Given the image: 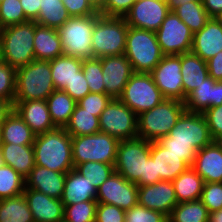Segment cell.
Wrapping results in <instances>:
<instances>
[{
	"label": "cell",
	"mask_w": 222,
	"mask_h": 222,
	"mask_svg": "<svg viewBox=\"0 0 222 222\" xmlns=\"http://www.w3.org/2000/svg\"><path fill=\"white\" fill-rule=\"evenodd\" d=\"M213 141L203 114L185 110L169 134L157 142L169 152L180 156L190 167L197 151Z\"/></svg>",
	"instance_id": "obj_1"
},
{
	"label": "cell",
	"mask_w": 222,
	"mask_h": 222,
	"mask_svg": "<svg viewBox=\"0 0 222 222\" xmlns=\"http://www.w3.org/2000/svg\"><path fill=\"white\" fill-rule=\"evenodd\" d=\"M35 165L67 173L74 169L72 137L65 128H55L36 135L33 143Z\"/></svg>",
	"instance_id": "obj_2"
},
{
	"label": "cell",
	"mask_w": 222,
	"mask_h": 222,
	"mask_svg": "<svg viewBox=\"0 0 222 222\" xmlns=\"http://www.w3.org/2000/svg\"><path fill=\"white\" fill-rule=\"evenodd\" d=\"M35 21H26L0 29V58L18 69L35 60Z\"/></svg>",
	"instance_id": "obj_3"
},
{
	"label": "cell",
	"mask_w": 222,
	"mask_h": 222,
	"mask_svg": "<svg viewBox=\"0 0 222 222\" xmlns=\"http://www.w3.org/2000/svg\"><path fill=\"white\" fill-rule=\"evenodd\" d=\"M54 90L50 61L33 60L16 69V93L13 106L18 101L46 100Z\"/></svg>",
	"instance_id": "obj_4"
},
{
	"label": "cell",
	"mask_w": 222,
	"mask_h": 222,
	"mask_svg": "<svg viewBox=\"0 0 222 222\" xmlns=\"http://www.w3.org/2000/svg\"><path fill=\"white\" fill-rule=\"evenodd\" d=\"M124 55L134 72L150 73L164 57L155 32L128 27Z\"/></svg>",
	"instance_id": "obj_5"
},
{
	"label": "cell",
	"mask_w": 222,
	"mask_h": 222,
	"mask_svg": "<svg viewBox=\"0 0 222 222\" xmlns=\"http://www.w3.org/2000/svg\"><path fill=\"white\" fill-rule=\"evenodd\" d=\"M185 110L184 102L164 99L151 110L138 115V137L150 142L158 141L169 134Z\"/></svg>",
	"instance_id": "obj_6"
},
{
	"label": "cell",
	"mask_w": 222,
	"mask_h": 222,
	"mask_svg": "<svg viewBox=\"0 0 222 222\" xmlns=\"http://www.w3.org/2000/svg\"><path fill=\"white\" fill-rule=\"evenodd\" d=\"M100 15L98 12L91 16H73L57 29L63 55L81 59L93 58L92 33Z\"/></svg>",
	"instance_id": "obj_7"
},
{
	"label": "cell",
	"mask_w": 222,
	"mask_h": 222,
	"mask_svg": "<svg viewBox=\"0 0 222 222\" xmlns=\"http://www.w3.org/2000/svg\"><path fill=\"white\" fill-rule=\"evenodd\" d=\"M128 27L124 17L100 15L92 33L93 58L124 54Z\"/></svg>",
	"instance_id": "obj_8"
},
{
	"label": "cell",
	"mask_w": 222,
	"mask_h": 222,
	"mask_svg": "<svg viewBox=\"0 0 222 222\" xmlns=\"http://www.w3.org/2000/svg\"><path fill=\"white\" fill-rule=\"evenodd\" d=\"M119 140L106 133L72 137L74 168L87 161L115 165Z\"/></svg>",
	"instance_id": "obj_9"
},
{
	"label": "cell",
	"mask_w": 222,
	"mask_h": 222,
	"mask_svg": "<svg viewBox=\"0 0 222 222\" xmlns=\"http://www.w3.org/2000/svg\"><path fill=\"white\" fill-rule=\"evenodd\" d=\"M151 142L136 137L120 140L117 146L115 172L136 185L144 176L145 162L150 157Z\"/></svg>",
	"instance_id": "obj_10"
},
{
	"label": "cell",
	"mask_w": 222,
	"mask_h": 222,
	"mask_svg": "<svg viewBox=\"0 0 222 222\" xmlns=\"http://www.w3.org/2000/svg\"><path fill=\"white\" fill-rule=\"evenodd\" d=\"M119 99L138 116L151 110L165 98L150 73L134 72Z\"/></svg>",
	"instance_id": "obj_11"
},
{
	"label": "cell",
	"mask_w": 222,
	"mask_h": 222,
	"mask_svg": "<svg viewBox=\"0 0 222 222\" xmlns=\"http://www.w3.org/2000/svg\"><path fill=\"white\" fill-rule=\"evenodd\" d=\"M100 132L120 140L138 137V116L119 98H113L99 116Z\"/></svg>",
	"instance_id": "obj_12"
},
{
	"label": "cell",
	"mask_w": 222,
	"mask_h": 222,
	"mask_svg": "<svg viewBox=\"0 0 222 222\" xmlns=\"http://www.w3.org/2000/svg\"><path fill=\"white\" fill-rule=\"evenodd\" d=\"M155 33L164 55H181L192 49L194 34L173 11L166 15Z\"/></svg>",
	"instance_id": "obj_13"
},
{
	"label": "cell",
	"mask_w": 222,
	"mask_h": 222,
	"mask_svg": "<svg viewBox=\"0 0 222 222\" xmlns=\"http://www.w3.org/2000/svg\"><path fill=\"white\" fill-rule=\"evenodd\" d=\"M150 74L165 99L184 102L181 55H164Z\"/></svg>",
	"instance_id": "obj_14"
},
{
	"label": "cell",
	"mask_w": 222,
	"mask_h": 222,
	"mask_svg": "<svg viewBox=\"0 0 222 222\" xmlns=\"http://www.w3.org/2000/svg\"><path fill=\"white\" fill-rule=\"evenodd\" d=\"M96 201L115 205L126 211L138 204V186L114 172L97 189Z\"/></svg>",
	"instance_id": "obj_15"
},
{
	"label": "cell",
	"mask_w": 222,
	"mask_h": 222,
	"mask_svg": "<svg viewBox=\"0 0 222 222\" xmlns=\"http://www.w3.org/2000/svg\"><path fill=\"white\" fill-rule=\"evenodd\" d=\"M169 12L166 0H137L124 18L130 27L156 32Z\"/></svg>",
	"instance_id": "obj_16"
},
{
	"label": "cell",
	"mask_w": 222,
	"mask_h": 222,
	"mask_svg": "<svg viewBox=\"0 0 222 222\" xmlns=\"http://www.w3.org/2000/svg\"><path fill=\"white\" fill-rule=\"evenodd\" d=\"M99 59L101 60L105 94L112 98H119L134 73L131 63L124 54Z\"/></svg>",
	"instance_id": "obj_17"
},
{
	"label": "cell",
	"mask_w": 222,
	"mask_h": 222,
	"mask_svg": "<svg viewBox=\"0 0 222 222\" xmlns=\"http://www.w3.org/2000/svg\"><path fill=\"white\" fill-rule=\"evenodd\" d=\"M138 204L169 216L178 204L172 181L160 180L151 185L139 186Z\"/></svg>",
	"instance_id": "obj_18"
},
{
	"label": "cell",
	"mask_w": 222,
	"mask_h": 222,
	"mask_svg": "<svg viewBox=\"0 0 222 222\" xmlns=\"http://www.w3.org/2000/svg\"><path fill=\"white\" fill-rule=\"evenodd\" d=\"M24 197L32 212L34 222H60L64 220V205L61 199H55L34 189H25Z\"/></svg>",
	"instance_id": "obj_19"
},
{
	"label": "cell",
	"mask_w": 222,
	"mask_h": 222,
	"mask_svg": "<svg viewBox=\"0 0 222 222\" xmlns=\"http://www.w3.org/2000/svg\"><path fill=\"white\" fill-rule=\"evenodd\" d=\"M191 167L205 183H222V142L213 141L199 149Z\"/></svg>",
	"instance_id": "obj_20"
},
{
	"label": "cell",
	"mask_w": 222,
	"mask_h": 222,
	"mask_svg": "<svg viewBox=\"0 0 222 222\" xmlns=\"http://www.w3.org/2000/svg\"><path fill=\"white\" fill-rule=\"evenodd\" d=\"M14 110L35 135H40L56 128L51 119L46 100L18 101L14 105Z\"/></svg>",
	"instance_id": "obj_21"
},
{
	"label": "cell",
	"mask_w": 222,
	"mask_h": 222,
	"mask_svg": "<svg viewBox=\"0 0 222 222\" xmlns=\"http://www.w3.org/2000/svg\"><path fill=\"white\" fill-rule=\"evenodd\" d=\"M67 173L35 165L25 178V189H34L55 199H61Z\"/></svg>",
	"instance_id": "obj_22"
},
{
	"label": "cell",
	"mask_w": 222,
	"mask_h": 222,
	"mask_svg": "<svg viewBox=\"0 0 222 222\" xmlns=\"http://www.w3.org/2000/svg\"><path fill=\"white\" fill-rule=\"evenodd\" d=\"M191 51L204 61L222 51V25L215 18H210L194 33Z\"/></svg>",
	"instance_id": "obj_23"
},
{
	"label": "cell",
	"mask_w": 222,
	"mask_h": 222,
	"mask_svg": "<svg viewBox=\"0 0 222 222\" xmlns=\"http://www.w3.org/2000/svg\"><path fill=\"white\" fill-rule=\"evenodd\" d=\"M150 156L155 160L156 175L163 181H173L189 167L180 156L169 152L157 141L151 142Z\"/></svg>",
	"instance_id": "obj_24"
},
{
	"label": "cell",
	"mask_w": 222,
	"mask_h": 222,
	"mask_svg": "<svg viewBox=\"0 0 222 222\" xmlns=\"http://www.w3.org/2000/svg\"><path fill=\"white\" fill-rule=\"evenodd\" d=\"M97 189L87 178L72 169L67 172L61 201L63 205H73L82 201H96Z\"/></svg>",
	"instance_id": "obj_25"
},
{
	"label": "cell",
	"mask_w": 222,
	"mask_h": 222,
	"mask_svg": "<svg viewBox=\"0 0 222 222\" xmlns=\"http://www.w3.org/2000/svg\"><path fill=\"white\" fill-rule=\"evenodd\" d=\"M181 75L186 97L209 77L207 62L192 51L181 54Z\"/></svg>",
	"instance_id": "obj_26"
},
{
	"label": "cell",
	"mask_w": 222,
	"mask_h": 222,
	"mask_svg": "<svg viewBox=\"0 0 222 222\" xmlns=\"http://www.w3.org/2000/svg\"><path fill=\"white\" fill-rule=\"evenodd\" d=\"M33 44L35 60L50 61L63 55L61 38L57 29L42 26L35 22Z\"/></svg>",
	"instance_id": "obj_27"
},
{
	"label": "cell",
	"mask_w": 222,
	"mask_h": 222,
	"mask_svg": "<svg viewBox=\"0 0 222 222\" xmlns=\"http://www.w3.org/2000/svg\"><path fill=\"white\" fill-rule=\"evenodd\" d=\"M0 150L5 165L12 167L24 178L29 175L35 166L33 145L2 143Z\"/></svg>",
	"instance_id": "obj_28"
},
{
	"label": "cell",
	"mask_w": 222,
	"mask_h": 222,
	"mask_svg": "<svg viewBox=\"0 0 222 222\" xmlns=\"http://www.w3.org/2000/svg\"><path fill=\"white\" fill-rule=\"evenodd\" d=\"M2 143L33 145L35 134L20 115L13 111L6 117L1 127Z\"/></svg>",
	"instance_id": "obj_29"
},
{
	"label": "cell",
	"mask_w": 222,
	"mask_h": 222,
	"mask_svg": "<svg viewBox=\"0 0 222 222\" xmlns=\"http://www.w3.org/2000/svg\"><path fill=\"white\" fill-rule=\"evenodd\" d=\"M178 203L190 202L201 198L204 180L190 166L172 181Z\"/></svg>",
	"instance_id": "obj_30"
},
{
	"label": "cell",
	"mask_w": 222,
	"mask_h": 222,
	"mask_svg": "<svg viewBox=\"0 0 222 222\" xmlns=\"http://www.w3.org/2000/svg\"><path fill=\"white\" fill-rule=\"evenodd\" d=\"M53 124L65 128L70 121L77 102L64 90L55 89L46 99Z\"/></svg>",
	"instance_id": "obj_31"
},
{
	"label": "cell",
	"mask_w": 222,
	"mask_h": 222,
	"mask_svg": "<svg viewBox=\"0 0 222 222\" xmlns=\"http://www.w3.org/2000/svg\"><path fill=\"white\" fill-rule=\"evenodd\" d=\"M50 67L55 89L64 90L66 84H69L82 70V59L62 55L50 60Z\"/></svg>",
	"instance_id": "obj_32"
},
{
	"label": "cell",
	"mask_w": 222,
	"mask_h": 222,
	"mask_svg": "<svg viewBox=\"0 0 222 222\" xmlns=\"http://www.w3.org/2000/svg\"><path fill=\"white\" fill-rule=\"evenodd\" d=\"M65 130L71 137L98 133L100 132L99 117L76 104Z\"/></svg>",
	"instance_id": "obj_33"
},
{
	"label": "cell",
	"mask_w": 222,
	"mask_h": 222,
	"mask_svg": "<svg viewBox=\"0 0 222 222\" xmlns=\"http://www.w3.org/2000/svg\"><path fill=\"white\" fill-rule=\"evenodd\" d=\"M0 222H34L24 194L0 200Z\"/></svg>",
	"instance_id": "obj_34"
},
{
	"label": "cell",
	"mask_w": 222,
	"mask_h": 222,
	"mask_svg": "<svg viewBox=\"0 0 222 222\" xmlns=\"http://www.w3.org/2000/svg\"><path fill=\"white\" fill-rule=\"evenodd\" d=\"M215 80L210 76L200 86L194 89L184 102L186 111L203 113L206 109L213 107L215 94Z\"/></svg>",
	"instance_id": "obj_35"
},
{
	"label": "cell",
	"mask_w": 222,
	"mask_h": 222,
	"mask_svg": "<svg viewBox=\"0 0 222 222\" xmlns=\"http://www.w3.org/2000/svg\"><path fill=\"white\" fill-rule=\"evenodd\" d=\"M40 12L37 24L58 29L71 16L68 14L62 0H39Z\"/></svg>",
	"instance_id": "obj_36"
},
{
	"label": "cell",
	"mask_w": 222,
	"mask_h": 222,
	"mask_svg": "<svg viewBox=\"0 0 222 222\" xmlns=\"http://www.w3.org/2000/svg\"><path fill=\"white\" fill-rule=\"evenodd\" d=\"M209 212L202 201L180 202L168 216V222H208Z\"/></svg>",
	"instance_id": "obj_37"
},
{
	"label": "cell",
	"mask_w": 222,
	"mask_h": 222,
	"mask_svg": "<svg viewBox=\"0 0 222 222\" xmlns=\"http://www.w3.org/2000/svg\"><path fill=\"white\" fill-rule=\"evenodd\" d=\"M173 12L190 28L193 34L200 31L210 19L202 1H191L180 5Z\"/></svg>",
	"instance_id": "obj_38"
},
{
	"label": "cell",
	"mask_w": 222,
	"mask_h": 222,
	"mask_svg": "<svg viewBox=\"0 0 222 222\" xmlns=\"http://www.w3.org/2000/svg\"><path fill=\"white\" fill-rule=\"evenodd\" d=\"M24 190V177L9 165L0 167V200L19 196Z\"/></svg>",
	"instance_id": "obj_39"
},
{
	"label": "cell",
	"mask_w": 222,
	"mask_h": 222,
	"mask_svg": "<svg viewBox=\"0 0 222 222\" xmlns=\"http://www.w3.org/2000/svg\"><path fill=\"white\" fill-rule=\"evenodd\" d=\"M74 169L87 178L96 189L115 172L113 165L93 161L79 164Z\"/></svg>",
	"instance_id": "obj_40"
},
{
	"label": "cell",
	"mask_w": 222,
	"mask_h": 222,
	"mask_svg": "<svg viewBox=\"0 0 222 222\" xmlns=\"http://www.w3.org/2000/svg\"><path fill=\"white\" fill-rule=\"evenodd\" d=\"M82 71L91 93H105L101 60L99 58L82 59Z\"/></svg>",
	"instance_id": "obj_41"
},
{
	"label": "cell",
	"mask_w": 222,
	"mask_h": 222,
	"mask_svg": "<svg viewBox=\"0 0 222 222\" xmlns=\"http://www.w3.org/2000/svg\"><path fill=\"white\" fill-rule=\"evenodd\" d=\"M97 201H82L64 206V220L67 222H95Z\"/></svg>",
	"instance_id": "obj_42"
},
{
	"label": "cell",
	"mask_w": 222,
	"mask_h": 222,
	"mask_svg": "<svg viewBox=\"0 0 222 222\" xmlns=\"http://www.w3.org/2000/svg\"><path fill=\"white\" fill-rule=\"evenodd\" d=\"M29 21L22 9L20 0H3L0 3V29Z\"/></svg>",
	"instance_id": "obj_43"
},
{
	"label": "cell",
	"mask_w": 222,
	"mask_h": 222,
	"mask_svg": "<svg viewBox=\"0 0 222 222\" xmlns=\"http://www.w3.org/2000/svg\"><path fill=\"white\" fill-rule=\"evenodd\" d=\"M16 93V69L0 60V99L12 104Z\"/></svg>",
	"instance_id": "obj_44"
},
{
	"label": "cell",
	"mask_w": 222,
	"mask_h": 222,
	"mask_svg": "<svg viewBox=\"0 0 222 222\" xmlns=\"http://www.w3.org/2000/svg\"><path fill=\"white\" fill-rule=\"evenodd\" d=\"M125 222H168V216L137 204L125 211Z\"/></svg>",
	"instance_id": "obj_45"
},
{
	"label": "cell",
	"mask_w": 222,
	"mask_h": 222,
	"mask_svg": "<svg viewBox=\"0 0 222 222\" xmlns=\"http://www.w3.org/2000/svg\"><path fill=\"white\" fill-rule=\"evenodd\" d=\"M200 200L209 213L222 209V183H204Z\"/></svg>",
	"instance_id": "obj_46"
},
{
	"label": "cell",
	"mask_w": 222,
	"mask_h": 222,
	"mask_svg": "<svg viewBox=\"0 0 222 222\" xmlns=\"http://www.w3.org/2000/svg\"><path fill=\"white\" fill-rule=\"evenodd\" d=\"M113 98L105 93H88L84 98L80 99L77 104L89 111L94 113L95 116L99 117L107 105Z\"/></svg>",
	"instance_id": "obj_47"
},
{
	"label": "cell",
	"mask_w": 222,
	"mask_h": 222,
	"mask_svg": "<svg viewBox=\"0 0 222 222\" xmlns=\"http://www.w3.org/2000/svg\"><path fill=\"white\" fill-rule=\"evenodd\" d=\"M137 0H102L98 12L106 17H124Z\"/></svg>",
	"instance_id": "obj_48"
},
{
	"label": "cell",
	"mask_w": 222,
	"mask_h": 222,
	"mask_svg": "<svg viewBox=\"0 0 222 222\" xmlns=\"http://www.w3.org/2000/svg\"><path fill=\"white\" fill-rule=\"evenodd\" d=\"M206 119L207 125L211 137L214 141L222 140V105L210 107L203 113Z\"/></svg>",
	"instance_id": "obj_49"
},
{
	"label": "cell",
	"mask_w": 222,
	"mask_h": 222,
	"mask_svg": "<svg viewBox=\"0 0 222 222\" xmlns=\"http://www.w3.org/2000/svg\"><path fill=\"white\" fill-rule=\"evenodd\" d=\"M68 14L73 16H91L98 13V6L93 0H62Z\"/></svg>",
	"instance_id": "obj_50"
},
{
	"label": "cell",
	"mask_w": 222,
	"mask_h": 222,
	"mask_svg": "<svg viewBox=\"0 0 222 222\" xmlns=\"http://www.w3.org/2000/svg\"><path fill=\"white\" fill-rule=\"evenodd\" d=\"M95 222H125V210L115 205L98 203Z\"/></svg>",
	"instance_id": "obj_51"
},
{
	"label": "cell",
	"mask_w": 222,
	"mask_h": 222,
	"mask_svg": "<svg viewBox=\"0 0 222 222\" xmlns=\"http://www.w3.org/2000/svg\"><path fill=\"white\" fill-rule=\"evenodd\" d=\"M64 91L68 93L76 102L90 93L82 70L77 73V76L69 84H66Z\"/></svg>",
	"instance_id": "obj_52"
},
{
	"label": "cell",
	"mask_w": 222,
	"mask_h": 222,
	"mask_svg": "<svg viewBox=\"0 0 222 222\" xmlns=\"http://www.w3.org/2000/svg\"><path fill=\"white\" fill-rule=\"evenodd\" d=\"M160 181L159 175H156L155 160L150 156L145 162L144 176L137 186H146Z\"/></svg>",
	"instance_id": "obj_53"
},
{
	"label": "cell",
	"mask_w": 222,
	"mask_h": 222,
	"mask_svg": "<svg viewBox=\"0 0 222 222\" xmlns=\"http://www.w3.org/2000/svg\"><path fill=\"white\" fill-rule=\"evenodd\" d=\"M206 62L209 76L215 81H222V51Z\"/></svg>",
	"instance_id": "obj_54"
},
{
	"label": "cell",
	"mask_w": 222,
	"mask_h": 222,
	"mask_svg": "<svg viewBox=\"0 0 222 222\" xmlns=\"http://www.w3.org/2000/svg\"><path fill=\"white\" fill-rule=\"evenodd\" d=\"M23 12L29 21H36L40 12L39 0H20Z\"/></svg>",
	"instance_id": "obj_55"
},
{
	"label": "cell",
	"mask_w": 222,
	"mask_h": 222,
	"mask_svg": "<svg viewBox=\"0 0 222 222\" xmlns=\"http://www.w3.org/2000/svg\"><path fill=\"white\" fill-rule=\"evenodd\" d=\"M202 4L210 18H214L222 11V0H202Z\"/></svg>",
	"instance_id": "obj_56"
},
{
	"label": "cell",
	"mask_w": 222,
	"mask_h": 222,
	"mask_svg": "<svg viewBox=\"0 0 222 222\" xmlns=\"http://www.w3.org/2000/svg\"><path fill=\"white\" fill-rule=\"evenodd\" d=\"M13 109L14 106L9 100L0 99V127Z\"/></svg>",
	"instance_id": "obj_57"
},
{
	"label": "cell",
	"mask_w": 222,
	"mask_h": 222,
	"mask_svg": "<svg viewBox=\"0 0 222 222\" xmlns=\"http://www.w3.org/2000/svg\"><path fill=\"white\" fill-rule=\"evenodd\" d=\"M222 105V81L215 82V94L213 100V107Z\"/></svg>",
	"instance_id": "obj_58"
},
{
	"label": "cell",
	"mask_w": 222,
	"mask_h": 222,
	"mask_svg": "<svg viewBox=\"0 0 222 222\" xmlns=\"http://www.w3.org/2000/svg\"><path fill=\"white\" fill-rule=\"evenodd\" d=\"M166 1H167L169 11H173L174 9L179 7L180 5H183L187 2L202 1V0H166Z\"/></svg>",
	"instance_id": "obj_59"
},
{
	"label": "cell",
	"mask_w": 222,
	"mask_h": 222,
	"mask_svg": "<svg viewBox=\"0 0 222 222\" xmlns=\"http://www.w3.org/2000/svg\"><path fill=\"white\" fill-rule=\"evenodd\" d=\"M208 222H222V209L209 213Z\"/></svg>",
	"instance_id": "obj_60"
},
{
	"label": "cell",
	"mask_w": 222,
	"mask_h": 222,
	"mask_svg": "<svg viewBox=\"0 0 222 222\" xmlns=\"http://www.w3.org/2000/svg\"><path fill=\"white\" fill-rule=\"evenodd\" d=\"M214 18L222 25V11Z\"/></svg>",
	"instance_id": "obj_61"
},
{
	"label": "cell",
	"mask_w": 222,
	"mask_h": 222,
	"mask_svg": "<svg viewBox=\"0 0 222 222\" xmlns=\"http://www.w3.org/2000/svg\"><path fill=\"white\" fill-rule=\"evenodd\" d=\"M4 165H5V162H4V159H3V156H2V152L0 150V167H2Z\"/></svg>",
	"instance_id": "obj_62"
},
{
	"label": "cell",
	"mask_w": 222,
	"mask_h": 222,
	"mask_svg": "<svg viewBox=\"0 0 222 222\" xmlns=\"http://www.w3.org/2000/svg\"><path fill=\"white\" fill-rule=\"evenodd\" d=\"M96 4H97V6L102 2V0H93Z\"/></svg>",
	"instance_id": "obj_63"
},
{
	"label": "cell",
	"mask_w": 222,
	"mask_h": 222,
	"mask_svg": "<svg viewBox=\"0 0 222 222\" xmlns=\"http://www.w3.org/2000/svg\"><path fill=\"white\" fill-rule=\"evenodd\" d=\"M1 146H2V136H1V129H0V149H1Z\"/></svg>",
	"instance_id": "obj_64"
}]
</instances>
